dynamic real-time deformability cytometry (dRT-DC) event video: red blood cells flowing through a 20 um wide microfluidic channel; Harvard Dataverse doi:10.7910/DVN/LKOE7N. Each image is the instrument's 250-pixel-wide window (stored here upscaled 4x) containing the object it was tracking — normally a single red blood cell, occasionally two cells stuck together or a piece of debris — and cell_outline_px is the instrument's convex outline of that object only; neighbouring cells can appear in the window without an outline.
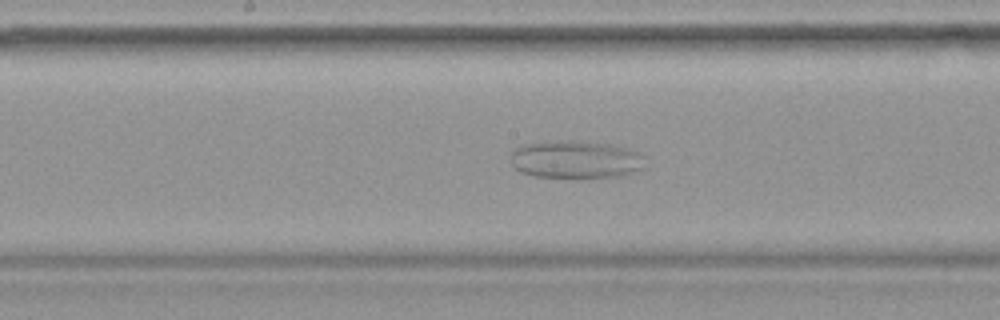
{"species": "common noctule bat (a hibernating species)", "species_latin": "Nyctalus noctula", "temperature_condition": "warm", "stored_images_in_passage": 47, "camera_frame_rate_fps": 3000, "um_per_image_px": 0.085, "animal": {"sex": "female", "body_mass_g": 19.9}, "frame": {"image": 1, "passage_image": 24, "time_ms": 7.667, "image_size_px": [1000, 320], "cell_outline_px": [[644, 168], [616, 176], [580, 180], [536, 176], [524, 172], [516, 168], [512, 164], [512, 152], [516, 148], [524, 144], [560, 140], [572, 140], [616, 144], [636, 152], [640, 156]], "centroid_in_image_um": [48.91, 13.57], "position_along_channel_um": 199.3, "area_um2": 29.88}}
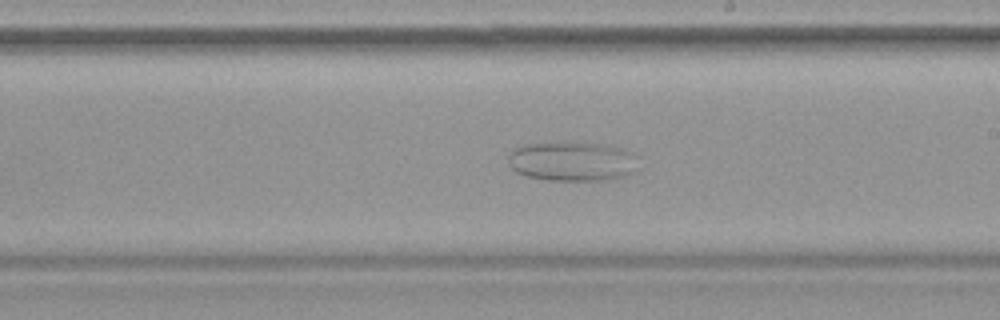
{"frame": {"image": 2, "passage_image": 27, "time_ms": 8.667, "image_size_px": [1000, 320], "cell_outline_px": [[640, 168], [624, 176], [600, 180], [548, 180], [528, 176], [516, 172], [512, 168], [508, 160], [508, 156], [512, 148], [524, 144], [564, 140], [604, 144], [624, 148], [640, 156]], "centroid_in_image_um": [48.69, 13.67], "position_along_channel_um": 240.3, "area_um2": 31.04}}